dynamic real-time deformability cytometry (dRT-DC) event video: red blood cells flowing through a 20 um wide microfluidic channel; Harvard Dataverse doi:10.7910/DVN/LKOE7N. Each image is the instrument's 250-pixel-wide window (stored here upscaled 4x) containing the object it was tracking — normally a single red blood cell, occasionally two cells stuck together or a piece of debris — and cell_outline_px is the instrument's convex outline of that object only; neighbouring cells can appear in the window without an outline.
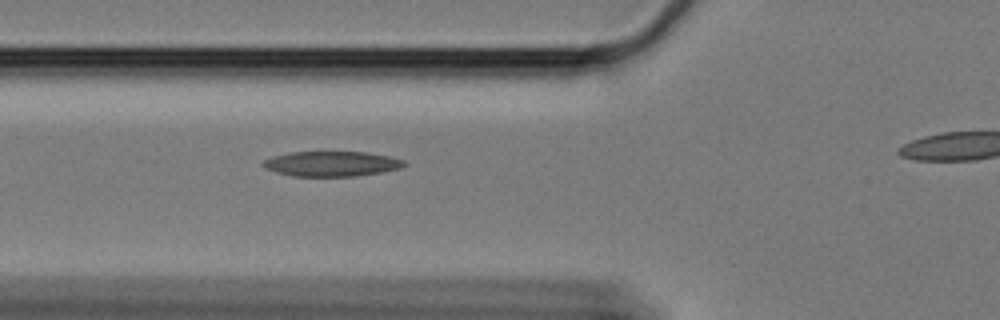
{"species": "Egyptian fruit bat (a non-hibernating species)", "species_latin": "Rousettus aegyptiacus", "temperature_condition": "cold", "stored_images_in_passage": 12, "camera_frame_rate_fps": 3000, "um_per_image_px": 0.085, "animal": {"sex": "female"}, "frame": {"image": 1, "passage_image": 3, "time_ms": 0.667, "image_size_px": [1000, 320], "cell_outline_px": [[408, 164], [400, 168], [380, 172], [356, 176], [292, 176], [276, 172], [264, 168], [260, 164], [264, 160], [272, 156], [292, 152], [368, 152], [388, 156], [404, 160]], "centroid_in_image_um": [28.16, 13.92], "position_along_channel_um": 97.6, "area_um2": 20.63}}
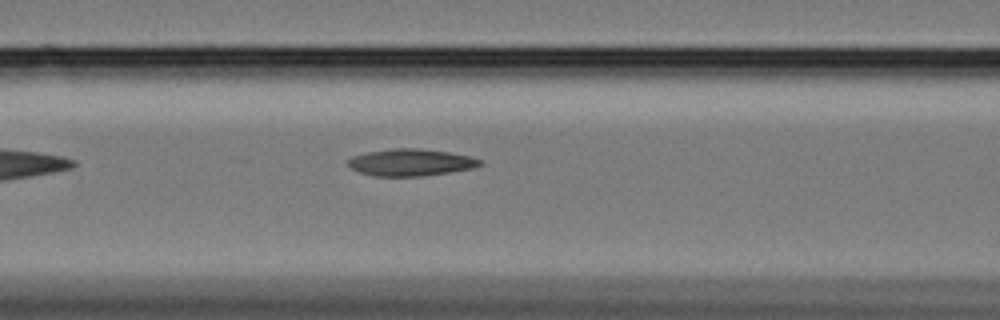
{"frame": {"image": 2, "passage_image": 6, "time_ms": 1.667, "image_size_px": [1000, 320], "cell_outline_px": [[484, 164], [472, 168], [424, 176], [372, 176], [360, 172], [352, 168], [348, 164], [348, 160], [352, 156], [368, 152], [392, 148], [420, 148], [448, 152], [472, 156], [484, 160]], "centroid_in_image_um": [34.96, 13.8], "position_along_channel_um": 131.6, "area_um2": 20.81}}